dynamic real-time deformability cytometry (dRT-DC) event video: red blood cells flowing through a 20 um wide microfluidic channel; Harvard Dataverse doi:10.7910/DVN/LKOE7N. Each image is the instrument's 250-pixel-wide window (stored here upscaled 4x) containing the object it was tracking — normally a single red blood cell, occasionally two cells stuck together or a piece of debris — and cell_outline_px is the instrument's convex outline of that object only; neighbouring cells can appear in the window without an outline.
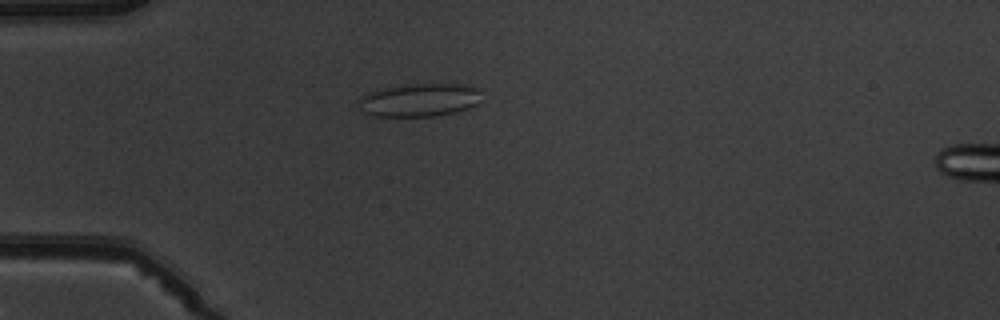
{"species": "common noctule bat (a hibernating species)", "species_latin": "Nyctalus noctula", "temperature_condition": "warm", "stored_images_in_passage": 5, "camera_frame_rate_fps": 3000, "um_per_image_px": 0.085, "animal": {"sex": "male", "body_mass_g": 19.5, "forearm_length_mm": 54.6}, "frame": {"image": 1, "passage_image": 4, "time_ms": 4.333, "image_size_px": [1000, 320], "cell_outline_px": [[476, 104], [468, 108], [452, 112], [432, 116], [372, 116], [360, 112], [356, 104], [360, 96], [368, 92], [404, 84], [468, 84], [476, 88]], "centroid_in_image_um": [35.5, 8.5], "position_along_channel_um": 49.5, "area_um2": 23.58}}